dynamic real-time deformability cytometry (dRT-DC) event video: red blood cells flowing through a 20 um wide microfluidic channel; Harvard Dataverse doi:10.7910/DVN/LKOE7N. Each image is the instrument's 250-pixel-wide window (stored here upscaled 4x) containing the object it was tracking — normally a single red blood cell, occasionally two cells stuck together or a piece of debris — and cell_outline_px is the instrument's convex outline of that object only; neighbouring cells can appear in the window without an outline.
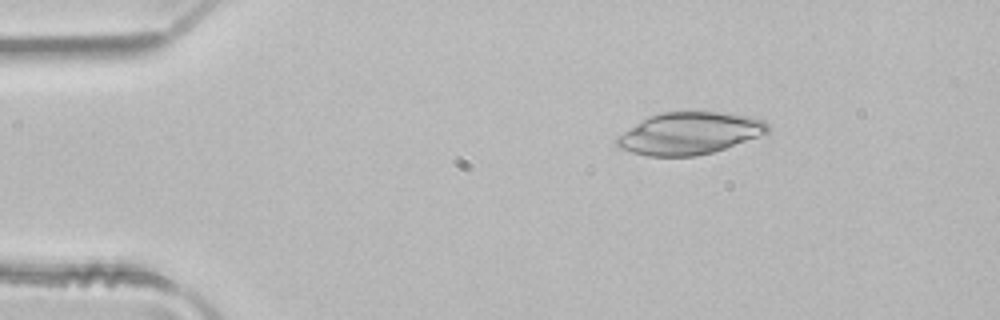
{"species": "common noctule bat (a hibernating species)", "species_latin": "Nyctalus noctula", "temperature_condition": "room temperature", "stored_images_in_passage": 5, "camera_frame_rate_fps": 3000, "um_per_image_px": 0.085, "animal": {"sex": "male", "body_mass_g": 21.5, "forearm_length_mm": 52.0}, "frame": {"image": 1, "passage_image": 2, "time_ms": 0.333, "image_size_px": [1000, 320], "cell_outline_px": [[768, 132], [724, 148], [712, 152], [696, 156], [648, 156], [632, 152], [620, 148], [616, 144], [616, 136], [640, 120], [648, 116], [660, 112], [724, 112], [752, 116], [764, 120], [768, 124]], "centroid_in_image_um": [58.56, 11.32], "position_along_channel_um": 26.4, "area_um2": 36.93}}